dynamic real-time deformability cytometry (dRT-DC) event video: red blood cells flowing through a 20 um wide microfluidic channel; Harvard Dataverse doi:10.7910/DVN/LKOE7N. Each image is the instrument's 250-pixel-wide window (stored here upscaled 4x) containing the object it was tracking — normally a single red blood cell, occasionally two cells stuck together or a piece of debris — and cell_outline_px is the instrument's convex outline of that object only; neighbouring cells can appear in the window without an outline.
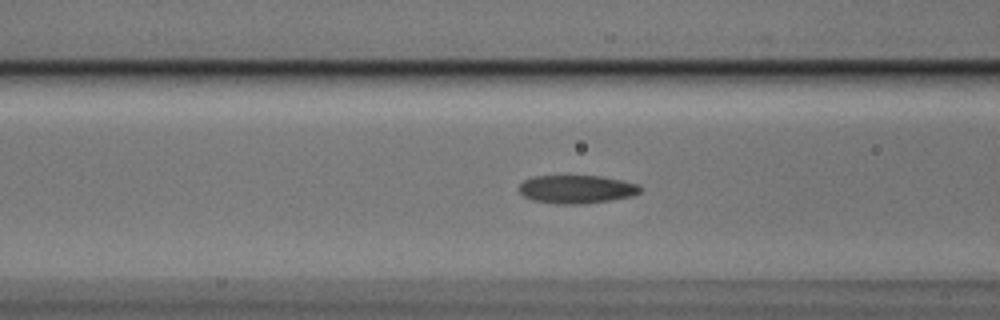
{"species": "Egyptian fruit bat (a non-hibernating species)", "species_latin": "Rousettus aegyptiacus", "temperature_condition": "cold", "stored_images_in_passage": 51, "camera_frame_rate_fps": 3000, "um_per_image_px": 0.085, "animal": {"sex": "male"}, "frame": {"image": 1, "passage_image": 17, "time_ms": 5.333, "image_size_px": [1000, 320], "cell_outline_px": [[644, 188], [640, 192], [632, 196], [612, 200], [584, 204], [556, 204], [532, 200], [524, 196], [520, 192], [520, 184], [524, 180], [532, 176], [600, 176], [640, 184]], "centroid_in_image_um": [49.04, 16.09], "position_along_channel_um": 117.6, "area_um2": 20.11}}
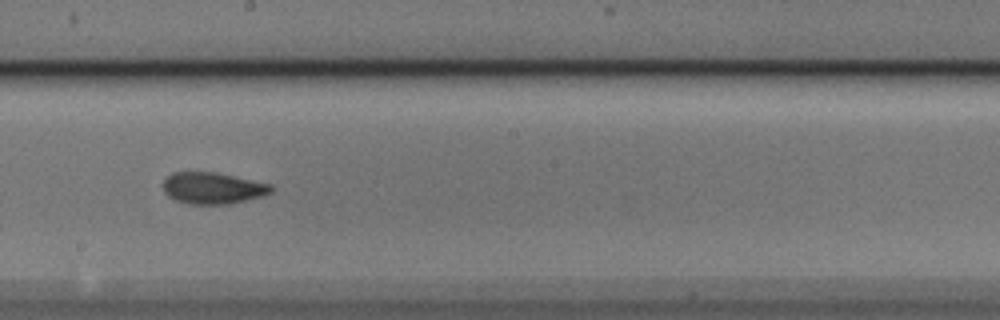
{"frame": {"image": 2, "passage_image": 26, "time_ms": 8.333, "image_size_px": [1000, 320], "cell_outline_px": [[272, 192], [264, 196], [228, 204], [188, 204], [176, 200], [168, 196], [164, 192], [164, 180], [172, 172], [216, 172], [272, 184]], "centroid_in_image_um": [18.1, 15.99], "position_along_channel_um": 230.1, "area_um2": 19.88}}
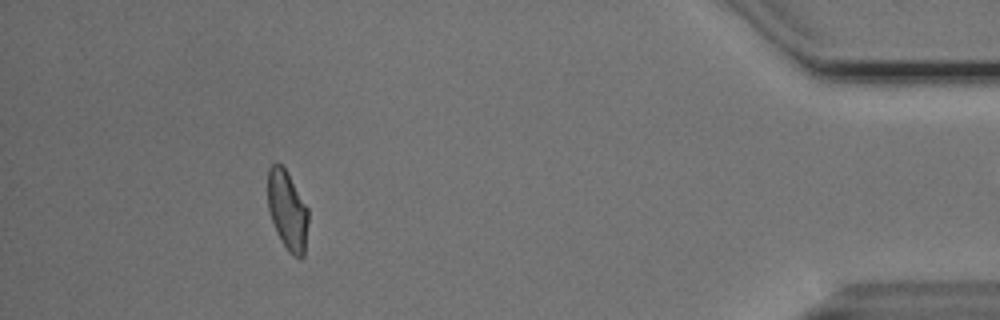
{"frame": {"image": 3, "passage_image": 45, "time_ms": 14.667, "image_size_px": [1000, 320], "cell_outline_px": [[308, 224], [304, 256], [300, 260], [292, 256], [288, 252], [280, 240], [276, 232], [268, 208], [268, 168], [276, 160], [284, 168], [308, 208]], "centroid_in_image_um": [24.43, 17.93], "position_along_channel_um": 410.8, "area_um2": 18.84}, "authors_computed_cell_mechanics": {"area_um2": 19.8832, "velocity_mm_per_s": 3.753, "shape_relaxation_time_tau1_ms": 3.7586, "shape_relaxation_time_tau2_ms": 2.2053, "deformation_change_tau1": 0.1138, "deformation_change_tau2": 0.0852}}